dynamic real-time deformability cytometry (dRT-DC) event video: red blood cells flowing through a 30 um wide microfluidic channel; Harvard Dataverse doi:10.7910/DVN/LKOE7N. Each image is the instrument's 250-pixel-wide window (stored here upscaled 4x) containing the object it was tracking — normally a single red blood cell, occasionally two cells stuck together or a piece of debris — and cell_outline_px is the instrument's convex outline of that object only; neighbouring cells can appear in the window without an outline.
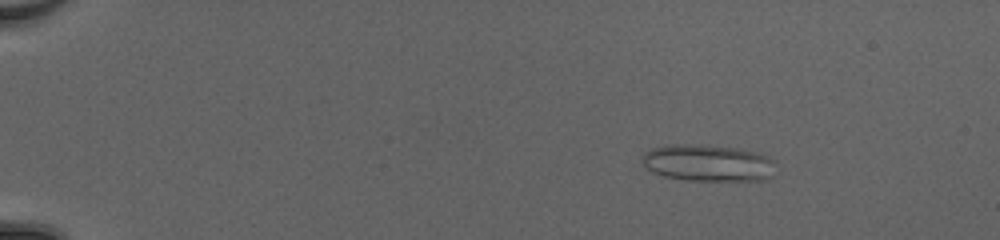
{"species": "common noctule bat (a hibernating species)", "species_latin": "Nyctalus noctula", "temperature_condition": "cold", "stored_images_in_passage": 52, "camera_frame_rate_fps": 3000, "um_per_image_px": 0.085, "animal": {"sex": "female", "body_mass_g": 20.0, "forearm_length_mm": 54.0}, "frame": {"image": 1, "passage_image": 9, "time_ms": 2.667, "image_size_px": [1000, 240], "cell_outline_px": [[776, 176], [764, 180], [688, 180], [664, 176], [652, 172], [644, 164], [640, 156], [644, 152], [652, 148], [668, 144], [704, 144], [740, 148], [760, 152], [776, 160]], "centroid_in_image_um": [60.26, 13.83], "position_along_channel_um": 24.7, "area_um2": 29.42}}
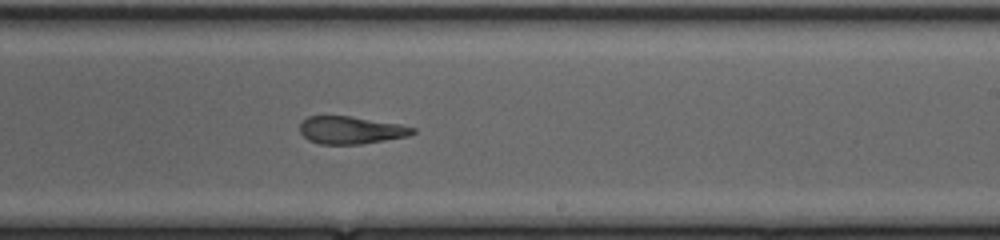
{"frame": {"image": 2, "passage_image": 34, "time_ms": 11.0, "image_size_px": [1000, 240], "cell_outline_px": [[416, 132], [408, 136], [360, 144], [320, 144], [308, 140], [300, 132], [300, 124], [308, 116], [352, 116], [400, 124], [416, 128]], "centroid_in_image_um": [29.83, 11.06], "position_along_channel_um": 259.2, "area_um2": 18.09}}
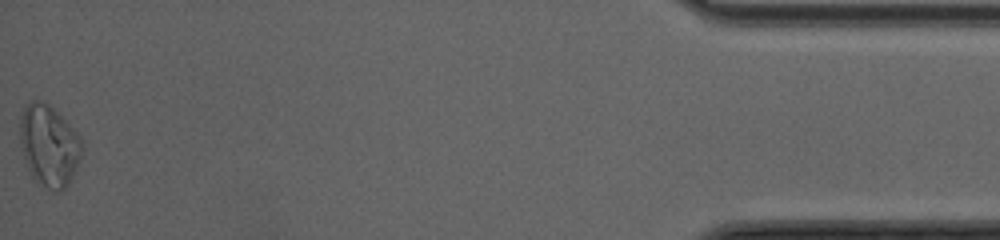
{"frame": {"image": 3, "passage_image": 52, "time_ms": 17.0, "image_size_px": [1000, 240], "cell_outline_px": [[84, 144], [80, 160], [68, 184], [64, 188], [56, 192], [48, 188], [32, 176], [28, 168], [20, 144], [20, 116], [24, 108], [32, 100], [44, 100], [80, 136]], "centroid_in_image_um": [4.17, 12.35], "position_along_channel_um": 431.0, "area_um2": 29.02}, "authors_computed_cell_mechanics": {"area_um2": 22.6576, "velocity_mm_per_s": 4.1867, "shape_relaxation_time_tau1_ms": null, "shape_relaxation_time_tau2_ms": 2.0763, "deformation_change_tau1": null, "deformation_change_tau2": 0.1159}}